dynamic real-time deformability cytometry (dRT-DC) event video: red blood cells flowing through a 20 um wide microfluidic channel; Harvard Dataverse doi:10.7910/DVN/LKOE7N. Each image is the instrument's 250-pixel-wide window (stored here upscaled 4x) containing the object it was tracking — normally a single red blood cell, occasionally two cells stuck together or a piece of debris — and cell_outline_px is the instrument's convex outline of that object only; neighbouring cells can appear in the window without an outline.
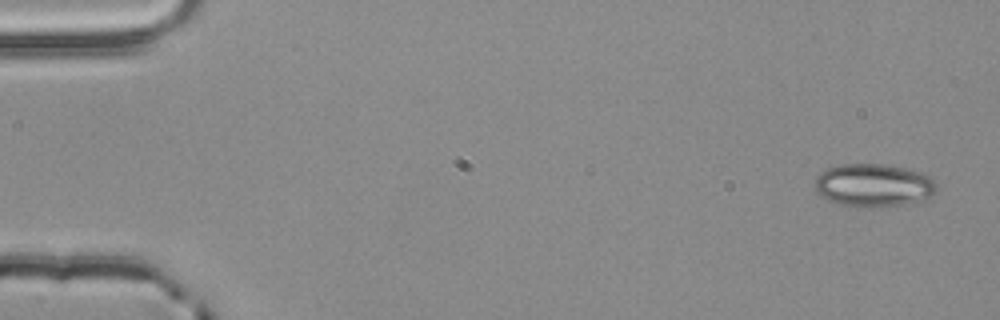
{"species": "common noctule bat (a hibernating species)", "species_latin": "Nyctalus noctula", "temperature_condition": "room temperature", "stored_images_in_passage": 4, "camera_frame_rate_fps": 3000, "um_per_image_px": 0.085, "animal": {"sex": "male", "body_mass_g": 20.4}, "frame": {"image": 1, "passage_image": 1, "time_ms": 0.0, "image_size_px": [1000, 320], "cell_outline_px": [[936, 192], [924, 200], [904, 204], [856, 208], [840, 204], [828, 200], [820, 196], [816, 188], [816, 176], [820, 172], [828, 168], [840, 164], [888, 164], [920, 172], [936, 180]], "centroid_in_image_um": [74.25, 15.75], "position_along_channel_um": 10.7, "area_um2": 30.63}}